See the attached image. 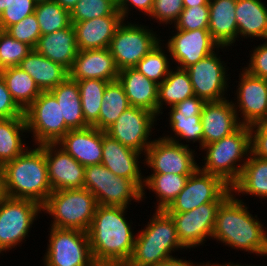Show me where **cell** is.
Wrapping results in <instances>:
<instances>
[{
	"label": "cell",
	"mask_w": 267,
	"mask_h": 266,
	"mask_svg": "<svg viewBox=\"0 0 267 266\" xmlns=\"http://www.w3.org/2000/svg\"><path fill=\"white\" fill-rule=\"evenodd\" d=\"M126 207L98 205L87 231L93 259L98 266H125L135 243Z\"/></svg>",
	"instance_id": "cell-1"
},
{
	"label": "cell",
	"mask_w": 267,
	"mask_h": 266,
	"mask_svg": "<svg viewBox=\"0 0 267 266\" xmlns=\"http://www.w3.org/2000/svg\"><path fill=\"white\" fill-rule=\"evenodd\" d=\"M230 193L216 212L213 238L232 249L267 256V233L263 224L248 210L243 200Z\"/></svg>",
	"instance_id": "cell-2"
},
{
	"label": "cell",
	"mask_w": 267,
	"mask_h": 266,
	"mask_svg": "<svg viewBox=\"0 0 267 266\" xmlns=\"http://www.w3.org/2000/svg\"><path fill=\"white\" fill-rule=\"evenodd\" d=\"M4 195L26 199L43 206L52 192L48 178L44 144L28 148L2 166Z\"/></svg>",
	"instance_id": "cell-3"
},
{
	"label": "cell",
	"mask_w": 267,
	"mask_h": 266,
	"mask_svg": "<svg viewBox=\"0 0 267 266\" xmlns=\"http://www.w3.org/2000/svg\"><path fill=\"white\" fill-rule=\"evenodd\" d=\"M135 237L133 252L125 266H158L174 257L172 251L185 249L178 240L176 225L165 210H156Z\"/></svg>",
	"instance_id": "cell-4"
},
{
	"label": "cell",
	"mask_w": 267,
	"mask_h": 266,
	"mask_svg": "<svg viewBox=\"0 0 267 266\" xmlns=\"http://www.w3.org/2000/svg\"><path fill=\"white\" fill-rule=\"evenodd\" d=\"M206 151L202 171L221 177L232 186L240 177L243 166L251 153L249 126L241 125L232 134L200 148ZM244 157V159H242ZM243 162H242V161ZM242 162V164H240ZM239 163V164H238Z\"/></svg>",
	"instance_id": "cell-5"
},
{
	"label": "cell",
	"mask_w": 267,
	"mask_h": 266,
	"mask_svg": "<svg viewBox=\"0 0 267 266\" xmlns=\"http://www.w3.org/2000/svg\"><path fill=\"white\" fill-rule=\"evenodd\" d=\"M98 203L86 188L52 191L42 206L53 221L50 226L59 229H77L87 232Z\"/></svg>",
	"instance_id": "cell-6"
},
{
	"label": "cell",
	"mask_w": 267,
	"mask_h": 266,
	"mask_svg": "<svg viewBox=\"0 0 267 266\" xmlns=\"http://www.w3.org/2000/svg\"><path fill=\"white\" fill-rule=\"evenodd\" d=\"M83 188L96 197L98 205L128 209L132 200L142 201V190L131 179L114 175L103 164L85 167Z\"/></svg>",
	"instance_id": "cell-7"
},
{
	"label": "cell",
	"mask_w": 267,
	"mask_h": 266,
	"mask_svg": "<svg viewBox=\"0 0 267 266\" xmlns=\"http://www.w3.org/2000/svg\"><path fill=\"white\" fill-rule=\"evenodd\" d=\"M42 211L38 203L1 196L0 198V253L12 248L25 240L32 224ZM27 236V237H26Z\"/></svg>",
	"instance_id": "cell-8"
},
{
	"label": "cell",
	"mask_w": 267,
	"mask_h": 266,
	"mask_svg": "<svg viewBox=\"0 0 267 266\" xmlns=\"http://www.w3.org/2000/svg\"><path fill=\"white\" fill-rule=\"evenodd\" d=\"M45 266H98L92 256L88 233L50 227Z\"/></svg>",
	"instance_id": "cell-9"
},
{
	"label": "cell",
	"mask_w": 267,
	"mask_h": 266,
	"mask_svg": "<svg viewBox=\"0 0 267 266\" xmlns=\"http://www.w3.org/2000/svg\"><path fill=\"white\" fill-rule=\"evenodd\" d=\"M148 26L123 22L115 31L111 39L109 50L119 71L134 68L137 63L148 54L160 38Z\"/></svg>",
	"instance_id": "cell-10"
},
{
	"label": "cell",
	"mask_w": 267,
	"mask_h": 266,
	"mask_svg": "<svg viewBox=\"0 0 267 266\" xmlns=\"http://www.w3.org/2000/svg\"><path fill=\"white\" fill-rule=\"evenodd\" d=\"M24 116L35 145L57 143L70 130L62 118L61 106L50 91H42L24 111Z\"/></svg>",
	"instance_id": "cell-11"
},
{
	"label": "cell",
	"mask_w": 267,
	"mask_h": 266,
	"mask_svg": "<svg viewBox=\"0 0 267 266\" xmlns=\"http://www.w3.org/2000/svg\"><path fill=\"white\" fill-rule=\"evenodd\" d=\"M230 193L231 186L221 177L197 168L165 211L188 212L209 202H222Z\"/></svg>",
	"instance_id": "cell-12"
},
{
	"label": "cell",
	"mask_w": 267,
	"mask_h": 266,
	"mask_svg": "<svg viewBox=\"0 0 267 266\" xmlns=\"http://www.w3.org/2000/svg\"><path fill=\"white\" fill-rule=\"evenodd\" d=\"M194 152L189 144H179L160 136L148 147L144 163L153 173L191 175L198 168Z\"/></svg>",
	"instance_id": "cell-13"
},
{
	"label": "cell",
	"mask_w": 267,
	"mask_h": 266,
	"mask_svg": "<svg viewBox=\"0 0 267 266\" xmlns=\"http://www.w3.org/2000/svg\"><path fill=\"white\" fill-rule=\"evenodd\" d=\"M157 116L143 108L130 106L105 130V133L121 144L146 154L152 144V126ZM150 139V140H149Z\"/></svg>",
	"instance_id": "cell-14"
},
{
	"label": "cell",
	"mask_w": 267,
	"mask_h": 266,
	"mask_svg": "<svg viewBox=\"0 0 267 266\" xmlns=\"http://www.w3.org/2000/svg\"><path fill=\"white\" fill-rule=\"evenodd\" d=\"M213 52L186 68L193 86L194 94L205 102L226 99L228 86L227 68L218 53ZM225 65V66H224Z\"/></svg>",
	"instance_id": "cell-15"
},
{
	"label": "cell",
	"mask_w": 267,
	"mask_h": 266,
	"mask_svg": "<svg viewBox=\"0 0 267 266\" xmlns=\"http://www.w3.org/2000/svg\"><path fill=\"white\" fill-rule=\"evenodd\" d=\"M220 204L209 202L188 212H167L175 222L178 240L185 249L202 246L205 239L212 237Z\"/></svg>",
	"instance_id": "cell-16"
},
{
	"label": "cell",
	"mask_w": 267,
	"mask_h": 266,
	"mask_svg": "<svg viewBox=\"0 0 267 266\" xmlns=\"http://www.w3.org/2000/svg\"><path fill=\"white\" fill-rule=\"evenodd\" d=\"M175 31L176 33L168 39L165 47L170 53V59H174L178 64L177 68L186 69L213 53L215 49L219 52V48H225L219 46L208 29L191 31L175 29Z\"/></svg>",
	"instance_id": "cell-17"
},
{
	"label": "cell",
	"mask_w": 267,
	"mask_h": 266,
	"mask_svg": "<svg viewBox=\"0 0 267 266\" xmlns=\"http://www.w3.org/2000/svg\"><path fill=\"white\" fill-rule=\"evenodd\" d=\"M239 76L237 104L233 102L239 122L245 126L267 122V79L252 76L244 69Z\"/></svg>",
	"instance_id": "cell-18"
},
{
	"label": "cell",
	"mask_w": 267,
	"mask_h": 266,
	"mask_svg": "<svg viewBox=\"0 0 267 266\" xmlns=\"http://www.w3.org/2000/svg\"><path fill=\"white\" fill-rule=\"evenodd\" d=\"M48 178L52 191L84 186L85 167L57 143L44 144Z\"/></svg>",
	"instance_id": "cell-19"
},
{
	"label": "cell",
	"mask_w": 267,
	"mask_h": 266,
	"mask_svg": "<svg viewBox=\"0 0 267 266\" xmlns=\"http://www.w3.org/2000/svg\"><path fill=\"white\" fill-rule=\"evenodd\" d=\"M205 103L203 99L192 96L173 107H169V126L172 128L171 130L175 136L166 135L164 138L179 144H183L181 140H185L187 143L191 141L195 143L197 141L200 144V149L203 146L201 113Z\"/></svg>",
	"instance_id": "cell-20"
},
{
	"label": "cell",
	"mask_w": 267,
	"mask_h": 266,
	"mask_svg": "<svg viewBox=\"0 0 267 266\" xmlns=\"http://www.w3.org/2000/svg\"><path fill=\"white\" fill-rule=\"evenodd\" d=\"M102 151L101 164L114 175L131 179L141 190L143 189L144 176L138 161L142 153L121 144L105 131H103Z\"/></svg>",
	"instance_id": "cell-21"
},
{
	"label": "cell",
	"mask_w": 267,
	"mask_h": 266,
	"mask_svg": "<svg viewBox=\"0 0 267 266\" xmlns=\"http://www.w3.org/2000/svg\"><path fill=\"white\" fill-rule=\"evenodd\" d=\"M57 144L84 167L102 162L103 130L93 126L69 130Z\"/></svg>",
	"instance_id": "cell-22"
},
{
	"label": "cell",
	"mask_w": 267,
	"mask_h": 266,
	"mask_svg": "<svg viewBox=\"0 0 267 266\" xmlns=\"http://www.w3.org/2000/svg\"><path fill=\"white\" fill-rule=\"evenodd\" d=\"M203 146L221 140L235 132L241 123L238 120L233 101L224 99L206 102L201 113Z\"/></svg>",
	"instance_id": "cell-23"
},
{
	"label": "cell",
	"mask_w": 267,
	"mask_h": 266,
	"mask_svg": "<svg viewBox=\"0 0 267 266\" xmlns=\"http://www.w3.org/2000/svg\"><path fill=\"white\" fill-rule=\"evenodd\" d=\"M119 69L109 48L78 50L69 77L74 80L101 79L113 82L118 79Z\"/></svg>",
	"instance_id": "cell-24"
},
{
	"label": "cell",
	"mask_w": 267,
	"mask_h": 266,
	"mask_svg": "<svg viewBox=\"0 0 267 266\" xmlns=\"http://www.w3.org/2000/svg\"><path fill=\"white\" fill-rule=\"evenodd\" d=\"M123 22L117 10L113 15L72 23L78 50L109 48L118 26Z\"/></svg>",
	"instance_id": "cell-25"
},
{
	"label": "cell",
	"mask_w": 267,
	"mask_h": 266,
	"mask_svg": "<svg viewBox=\"0 0 267 266\" xmlns=\"http://www.w3.org/2000/svg\"><path fill=\"white\" fill-rule=\"evenodd\" d=\"M118 82L123 86L130 106L146 109L158 117V84L135 68L119 71Z\"/></svg>",
	"instance_id": "cell-26"
},
{
	"label": "cell",
	"mask_w": 267,
	"mask_h": 266,
	"mask_svg": "<svg viewBox=\"0 0 267 266\" xmlns=\"http://www.w3.org/2000/svg\"><path fill=\"white\" fill-rule=\"evenodd\" d=\"M34 49L70 71L78 53L76 33L72 23L67 28L41 35Z\"/></svg>",
	"instance_id": "cell-27"
},
{
	"label": "cell",
	"mask_w": 267,
	"mask_h": 266,
	"mask_svg": "<svg viewBox=\"0 0 267 266\" xmlns=\"http://www.w3.org/2000/svg\"><path fill=\"white\" fill-rule=\"evenodd\" d=\"M236 4L237 0H210L208 30L219 46L228 48L238 40Z\"/></svg>",
	"instance_id": "cell-28"
},
{
	"label": "cell",
	"mask_w": 267,
	"mask_h": 266,
	"mask_svg": "<svg viewBox=\"0 0 267 266\" xmlns=\"http://www.w3.org/2000/svg\"><path fill=\"white\" fill-rule=\"evenodd\" d=\"M20 68L27 72L41 91H50L69 77V71L39 54L35 49L21 61Z\"/></svg>",
	"instance_id": "cell-29"
},
{
	"label": "cell",
	"mask_w": 267,
	"mask_h": 266,
	"mask_svg": "<svg viewBox=\"0 0 267 266\" xmlns=\"http://www.w3.org/2000/svg\"><path fill=\"white\" fill-rule=\"evenodd\" d=\"M235 18L238 38L267 40V7L261 0H237Z\"/></svg>",
	"instance_id": "cell-30"
},
{
	"label": "cell",
	"mask_w": 267,
	"mask_h": 266,
	"mask_svg": "<svg viewBox=\"0 0 267 266\" xmlns=\"http://www.w3.org/2000/svg\"><path fill=\"white\" fill-rule=\"evenodd\" d=\"M50 92L61 106L62 118L70 130L84 129L89 125L84 120L80 92L77 81L68 77L64 82L59 83Z\"/></svg>",
	"instance_id": "cell-31"
},
{
	"label": "cell",
	"mask_w": 267,
	"mask_h": 266,
	"mask_svg": "<svg viewBox=\"0 0 267 266\" xmlns=\"http://www.w3.org/2000/svg\"><path fill=\"white\" fill-rule=\"evenodd\" d=\"M231 192L267 198V160L250 153L239 179L231 186Z\"/></svg>",
	"instance_id": "cell-32"
},
{
	"label": "cell",
	"mask_w": 267,
	"mask_h": 266,
	"mask_svg": "<svg viewBox=\"0 0 267 266\" xmlns=\"http://www.w3.org/2000/svg\"><path fill=\"white\" fill-rule=\"evenodd\" d=\"M28 132L25 117L0 119V165L14 160L24 153L26 147L23 143V133Z\"/></svg>",
	"instance_id": "cell-33"
},
{
	"label": "cell",
	"mask_w": 267,
	"mask_h": 266,
	"mask_svg": "<svg viewBox=\"0 0 267 266\" xmlns=\"http://www.w3.org/2000/svg\"><path fill=\"white\" fill-rule=\"evenodd\" d=\"M189 176L190 175H178L173 173H152L150 176L144 177L142 199L146 198L145 189H149V191L152 190V192L156 194V198L158 197L156 210H165L184 189Z\"/></svg>",
	"instance_id": "cell-34"
},
{
	"label": "cell",
	"mask_w": 267,
	"mask_h": 266,
	"mask_svg": "<svg viewBox=\"0 0 267 266\" xmlns=\"http://www.w3.org/2000/svg\"><path fill=\"white\" fill-rule=\"evenodd\" d=\"M170 70L165 80L158 85V116L163 114V105L173 107L186 98L195 96L188 72L185 69Z\"/></svg>",
	"instance_id": "cell-35"
},
{
	"label": "cell",
	"mask_w": 267,
	"mask_h": 266,
	"mask_svg": "<svg viewBox=\"0 0 267 266\" xmlns=\"http://www.w3.org/2000/svg\"><path fill=\"white\" fill-rule=\"evenodd\" d=\"M0 74L4 78L13 100L23 111L42 92L34 79L19 66L3 69Z\"/></svg>",
	"instance_id": "cell-36"
},
{
	"label": "cell",
	"mask_w": 267,
	"mask_h": 266,
	"mask_svg": "<svg viewBox=\"0 0 267 266\" xmlns=\"http://www.w3.org/2000/svg\"><path fill=\"white\" fill-rule=\"evenodd\" d=\"M129 107L130 104L123 86L118 80L109 82L103 94V104L101 105L99 120L93 127L105 131Z\"/></svg>",
	"instance_id": "cell-37"
},
{
	"label": "cell",
	"mask_w": 267,
	"mask_h": 266,
	"mask_svg": "<svg viewBox=\"0 0 267 266\" xmlns=\"http://www.w3.org/2000/svg\"><path fill=\"white\" fill-rule=\"evenodd\" d=\"M77 83L84 120L89 126H94L99 120L103 94L109 82L101 79H83Z\"/></svg>",
	"instance_id": "cell-38"
},
{
	"label": "cell",
	"mask_w": 267,
	"mask_h": 266,
	"mask_svg": "<svg viewBox=\"0 0 267 266\" xmlns=\"http://www.w3.org/2000/svg\"><path fill=\"white\" fill-rule=\"evenodd\" d=\"M34 13L39 23L41 35L67 28L71 24L70 12L55 0L37 3Z\"/></svg>",
	"instance_id": "cell-39"
},
{
	"label": "cell",
	"mask_w": 267,
	"mask_h": 266,
	"mask_svg": "<svg viewBox=\"0 0 267 266\" xmlns=\"http://www.w3.org/2000/svg\"><path fill=\"white\" fill-rule=\"evenodd\" d=\"M161 44L163 43L157 44L134 67L158 85L165 80L171 70L170 59L165 54L164 46H161Z\"/></svg>",
	"instance_id": "cell-40"
},
{
	"label": "cell",
	"mask_w": 267,
	"mask_h": 266,
	"mask_svg": "<svg viewBox=\"0 0 267 266\" xmlns=\"http://www.w3.org/2000/svg\"><path fill=\"white\" fill-rule=\"evenodd\" d=\"M114 0H79L70 12L71 23L113 15L117 11Z\"/></svg>",
	"instance_id": "cell-41"
},
{
	"label": "cell",
	"mask_w": 267,
	"mask_h": 266,
	"mask_svg": "<svg viewBox=\"0 0 267 266\" xmlns=\"http://www.w3.org/2000/svg\"><path fill=\"white\" fill-rule=\"evenodd\" d=\"M32 47L0 31V71L19 66L21 61L32 51Z\"/></svg>",
	"instance_id": "cell-42"
},
{
	"label": "cell",
	"mask_w": 267,
	"mask_h": 266,
	"mask_svg": "<svg viewBox=\"0 0 267 266\" xmlns=\"http://www.w3.org/2000/svg\"><path fill=\"white\" fill-rule=\"evenodd\" d=\"M174 29L178 30H196L208 29L209 26V4L184 7L178 21L173 24Z\"/></svg>",
	"instance_id": "cell-43"
},
{
	"label": "cell",
	"mask_w": 267,
	"mask_h": 266,
	"mask_svg": "<svg viewBox=\"0 0 267 266\" xmlns=\"http://www.w3.org/2000/svg\"><path fill=\"white\" fill-rule=\"evenodd\" d=\"M5 32L14 39L31 46L33 49L41 36L39 23L35 13H32L18 23L9 26Z\"/></svg>",
	"instance_id": "cell-44"
},
{
	"label": "cell",
	"mask_w": 267,
	"mask_h": 266,
	"mask_svg": "<svg viewBox=\"0 0 267 266\" xmlns=\"http://www.w3.org/2000/svg\"><path fill=\"white\" fill-rule=\"evenodd\" d=\"M37 3L34 0H8L4 12L0 15V29L5 31L9 26L35 12Z\"/></svg>",
	"instance_id": "cell-45"
},
{
	"label": "cell",
	"mask_w": 267,
	"mask_h": 266,
	"mask_svg": "<svg viewBox=\"0 0 267 266\" xmlns=\"http://www.w3.org/2000/svg\"><path fill=\"white\" fill-rule=\"evenodd\" d=\"M184 9L183 0H154L150 17L161 24H172L178 21Z\"/></svg>",
	"instance_id": "cell-46"
},
{
	"label": "cell",
	"mask_w": 267,
	"mask_h": 266,
	"mask_svg": "<svg viewBox=\"0 0 267 266\" xmlns=\"http://www.w3.org/2000/svg\"><path fill=\"white\" fill-rule=\"evenodd\" d=\"M252 52L248 66L244 67V70L252 76L267 79V40L255 47Z\"/></svg>",
	"instance_id": "cell-47"
},
{
	"label": "cell",
	"mask_w": 267,
	"mask_h": 266,
	"mask_svg": "<svg viewBox=\"0 0 267 266\" xmlns=\"http://www.w3.org/2000/svg\"><path fill=\"white\" fill-rule=\"evenodd\" d=\"M251 153L267 160V122L256 123L251 126Z\"/></svg>",
	"instance_id": "cell-48"
},
{
	"label": "cell",
	"mask_w": 267,
	"mask_h": 266,
	"mask_svg": "<svg viewBox=\"0 0 267 266\" xmlns=\"http://www.w3.org/2000/svg\"><path fill=\"white\" fill-rule=\"evenodd\" d=\"M25 117L24 111L13 100L4 78L0 74V119Z\"/></svg>",
	"instance_id": "cell-49"
},
{
	"label": "cell",
	"mask_w": 267,
	"mask_h": 266,
	"mask_svg": "<svg viewBox=\"0 0 267 266\" xmlns=\"http://www.w3.org/2000/svg\"><path fill=\"white\" fill-rule=\"evenodd\" d=\"M117 9L121 13L123 20H127L131 7L144 12V15H150L154 0H117ZM130 6V8H129ZM126 18V19H125Z\"/></svg>",
	"instance_id": "cell-50"
},
{
	"label": "cell",
	"mask_w": 267,
	"mask_h": 266,
	"mask_svg": "<svg viewBox=\"0 0 267 266\" xmlns=\"http://www.w3.org/2000/svg\"><path fill=\"white\" fill-rule=\"evenodd\" d=\"M158 266H212L211 263L207 262L206 264L204 263H193L191 260H184V259H179L177 257H171L169 259L164 260L161 264Z\"/></svg>",
	"instance_id": "cell-51"
},
{
	"label": "cell",
	"mask_w": 267,
	"mask_h": 266,
	"mask_svg": "<svg viewBox=\"0 0 267 266\" xmlns=\"http://www.w3.org/2000/svg\"><path fill=\"white\" fill-rule=\"evenodd\" d=\"M57 3H59L64 9L71 12V10L75 7L76 3L79 0H55Z\"/></svg>",
	"instance_id": "cell-52"
},
{
	"label": "cell",
	"mask_w": 267,
	"mask_h": 266,
	"mask_svg": "<svg viewBox=\"0 0 267 266\" xmlns=\"http://www.w3.org/2000/svg\"><path fill=\"white\" fill-rule=\"evenodd\" d=\"M210 0H183L184 7H194L209 4Z\"/></svg>",
	"instance_id": "cell-53"
},
{
	"label": "cell",
	"mask_w": 267,
	"mask_h": 266,
	"mask_svg": "<svg viewBox=\"0 0 267 266\" xmlns=\"http://www.w3.org/2000/svg\"><path fill=\"white\" fill-rule=\"evenodd\" d=\"M212 266H244V265H241L239 263L238 264L237 263L235 264V263H232V262H228V263H225V264H219V263H216L215 264V263H213ZM246 266H253V264H251V265L250 264L249 265L247 264Z\"/></svg>",
	"instance_id": "cell-54"
},
{
	"label": "cell",
	"mask_w": 267,
	"mask_h": 266,
	"mask_svg": "<svg viewBox=\"0 0 267 266\" xmlns=\"http://www.w3.org/2000/svg\"><path fill=\"white\" fill-rule=\"evenodd\" d=\"M3 195H4V190H3L2 166L0 165V196Z\"/></svg>",
	"instance_id": "cell-55"
},
{
	"label": "cell",
	"mask_w": 267,
	"mask_h": 266,
	"mask_svg": "<svg viewBox=\"0 0 267 266\" xmlns=\"http://www.w3.org/2000/svg\"><path fill=\"white\" fill-rule=\"evenodd\" d=\"M8 0H0V15L4 12Z\"/></svg>",
	"instance_id": "cell-56"
},
{
	"label": "cell",
	"mask_w": 267,
	"mask_h": 266,
	"mask_svg": "<svg viewBox=\"0 0 267 266\" xmlns=\"http://www.w3.org/2000/svg\"><path fill=\"white\" fill-rule=\"evenodd\" d=\"M36 3L44 2V1H50V0H34Z\"/></svg>",
	"instance_id": "cell-57"
}]
</instances>
